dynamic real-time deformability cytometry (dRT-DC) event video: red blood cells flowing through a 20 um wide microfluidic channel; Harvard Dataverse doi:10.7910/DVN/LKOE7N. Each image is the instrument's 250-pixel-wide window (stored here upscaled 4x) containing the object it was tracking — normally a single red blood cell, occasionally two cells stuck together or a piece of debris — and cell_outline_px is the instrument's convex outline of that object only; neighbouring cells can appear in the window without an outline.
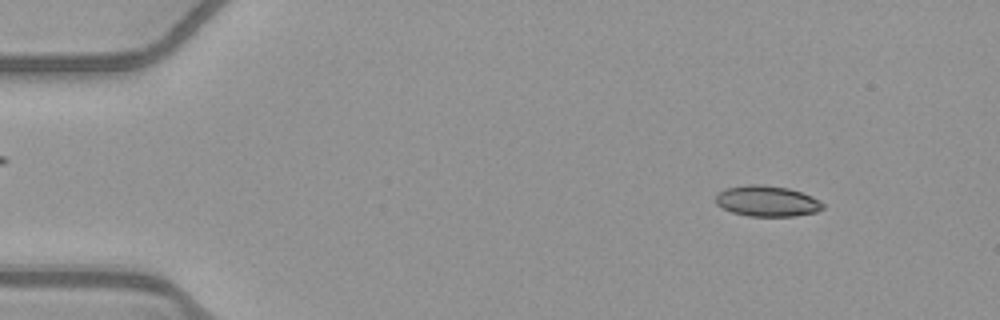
{"species": "common noctule bat (a hibernating species)", "species_latin": "Nyctalus noctula", "temperature_condition": "warm", "stored_images_in_passage": 52, "camera_frame_rate_fps": 3000, "um_per_image_px": 0.085, "animal": {"sex": "female", "body_mass_g": 21.9}, "frame": {"image": 1, "passage_image": 6, "time_ms": 1.667, "image_size_px": [1000, 320], "cell_outline_px": [[824, 208], [816, 212], [792, 216], [748, 216], [732, 212], [716, 204], [716, 196], [724, 188], [748, 184], [760, 184], [788, 188], [812, 196], [820, 200], [824, 204]], "centroid_in_image_um": [65.21, 17.09], "position_along_channel_um": 19.8, "area_um2": 19.19}}
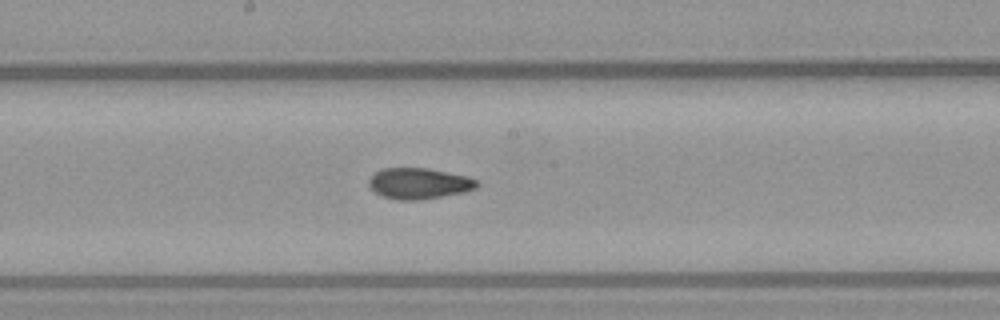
{"frame": {"image": 2, "passage_image": 28, "time_ms": 9.0, "image_size_px": [1000, 320], "cell_outline_px": [[480, 184], [476, 188], [464, 192], [420, 200], [396, 200], [384, 196], [376, 192], [368, 184], [368, 180], [380, 168], [428, 168], [468, 176], [476, 180]], "centroid_in_image_um": [35.63, 15.59], "position_along_channel_um": 212.6, "area_um2": 19.48}}
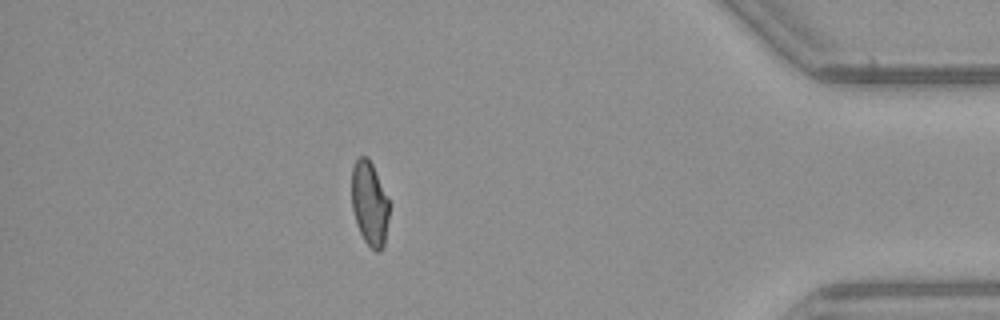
{"frame": {"image": 3, "passage_image": 46, "time_ms": 15.0, "image_size_px": [1000, 320], "cell_outline_px": [[388, 220], [384, 244], [380, 252], [376, 252], [364, 240], [356, 224], [352, 208], [352, 168], [356, 160], [360, 156], [368, 156], [372, 164], [388, 200]], "centroid_in_image_um": [31.39, 17.31], "position_along_channel_um": 403.8, "area_um2": 18.15}, "authors_computed_cell_mechanics": {"area_um2": 19.3052, "velocity_mm_per_s": 3.9303, "shape_relaxation_time_tau1_ms": null, "shape_relaxation_time_tau2_ms": 2.1617, "deformation_change_tau1": null, "deformation_change_tau2": 0.0822}}